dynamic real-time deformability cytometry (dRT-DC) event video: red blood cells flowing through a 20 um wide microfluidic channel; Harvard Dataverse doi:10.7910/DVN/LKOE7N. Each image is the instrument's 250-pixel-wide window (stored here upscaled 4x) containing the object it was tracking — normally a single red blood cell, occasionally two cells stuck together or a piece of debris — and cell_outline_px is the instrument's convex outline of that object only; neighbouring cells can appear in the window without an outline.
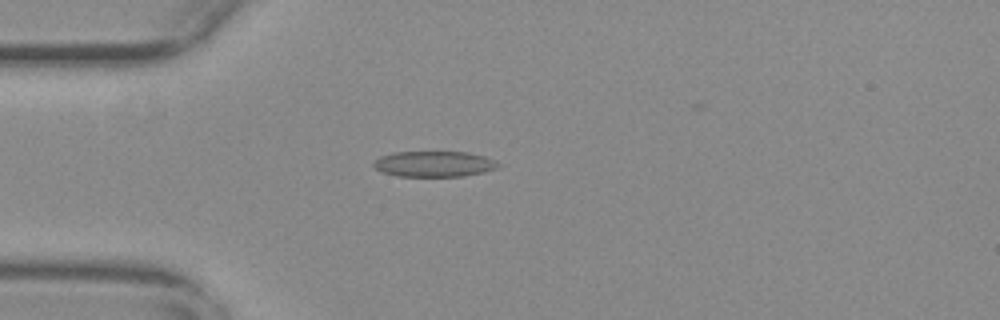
{"species": "common noctule bat (a hibernating species)", "species_latin": "Nyctalus noctula", "temperature_condition": "warm", "stored_images_in_passage": 55, "camera_frame_rate_fps": 3000, "um_per_image_px": 0.085, "animal": {"sex": "female", "body_mass_g": 29.2, "forearm_length_mm": 56.3}, "frame": {"image": 1, "passage_image": 15, "time_ms": 4.667, "image_size_px": [1000, 320], "cell_outline_px": [[500, 164], [496, 168], [484, 172], [464, 176], [396, 176], [384, 172], [376, 168], [372, 164], [380, 156], [392, 152], [468, 152], [484, 156], [496, 160]], "centroid_in_image_um": [36.92, 13.93], "position_along_channel_um": 48.1, "area_um2": 18.61}}
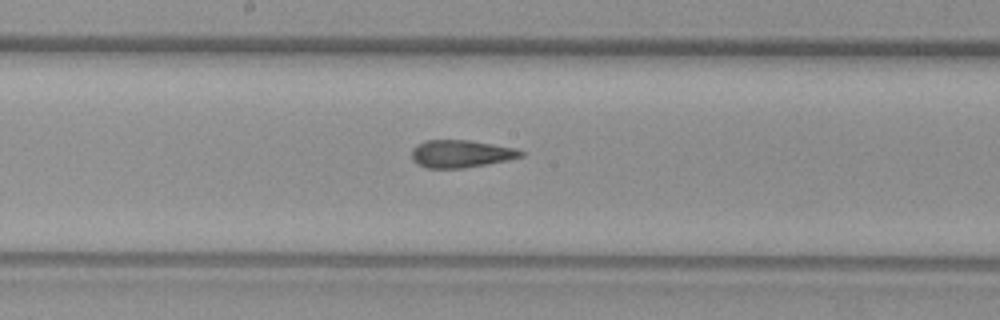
{"frame": {"image": 2, "passage_image": 29, "time_ms": 9.333, "image_size_px": [1000, 320], "cell_outline_px": [[524, 156], [508, 160], [488, 164], [464, 168], [424, 168], [416, 164], [412, 160], [412, 148], [428, 140], [468, 140], [516, 148], [524, 152]], "centroid_in_image_um": [39.18, 13.08], "position_along_channel_um": 209.0, "area_um2": 17.57}}
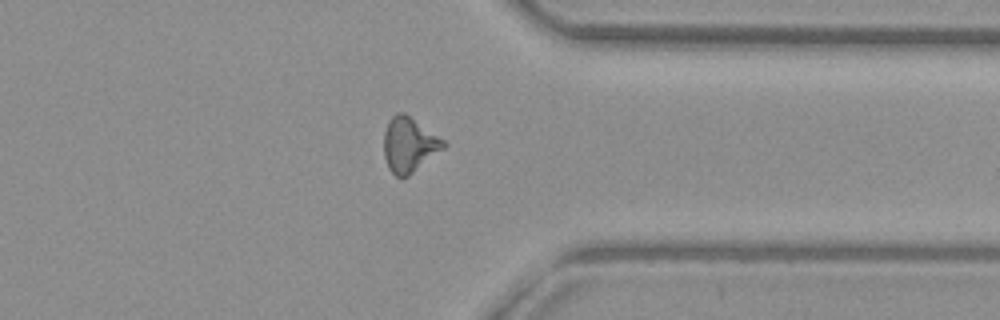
{"frame": {"image": 3, "passage_image": 43, "time_ms": 14.0, "image_size_px": [1000, 320], "cell_outline_px": [[448, 144], [444, 148], [408, 176], [396, 176], [388, 168], [384, 156], [384, 132], [388, 120], [396, 112], [404, 112], [444, 140]], "centroid_in_image_um": [34.76, 12.28], "position_along_channel_um": 376.6, "area_um2": 18.9}, "authors_computed_cell_mechanics": {"area_um2": 18.1492, "velocity_mm_per_s": 3.7195, "shape_relaxation_time_tau1_ms": null, "shape_relaxation_time_tau2_ms": 2.1969, "deformation_change_tau1": null, "deformation_change_tau2": 0.099}}